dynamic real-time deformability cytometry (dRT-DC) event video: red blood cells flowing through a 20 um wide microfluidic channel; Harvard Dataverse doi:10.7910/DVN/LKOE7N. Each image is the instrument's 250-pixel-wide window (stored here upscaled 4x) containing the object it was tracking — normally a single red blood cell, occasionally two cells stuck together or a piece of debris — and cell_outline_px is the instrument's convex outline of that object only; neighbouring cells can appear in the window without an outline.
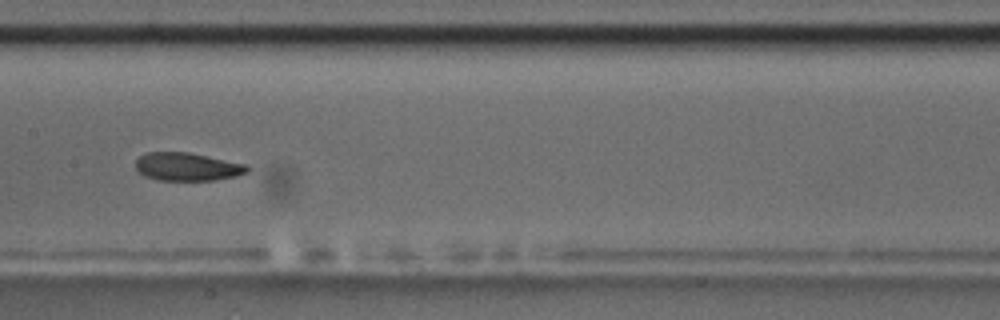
{"species": "common noctule bat (a hibernating species)", "species_latin": "Nyctalus noctula", "temperature_condition": "room temperature", "stored_images_in_passage": 9, "camera_frame_rate_fps": 3000, "um_per_image_px": 0.085, "animal": {"sex": "male", "body_mass_g": 17.5, "forearm_length_mm": 52.3}, "frame": {"image": 1, "passage_image": 8, "time_ms": 8.0, "image_size_px": [1000, 320], "cell_outline_px": [[248, 172], [236, 176], [212, 180], [160, 180], [144, 176], [136, 172], [136, 160], [140, 156], [148, 152], [188, 152], [248, 164]], "centroid_in_image_um": [15.91, 14.17], "position_along_channel_um": 191.5, "area_um2": 18.32}}